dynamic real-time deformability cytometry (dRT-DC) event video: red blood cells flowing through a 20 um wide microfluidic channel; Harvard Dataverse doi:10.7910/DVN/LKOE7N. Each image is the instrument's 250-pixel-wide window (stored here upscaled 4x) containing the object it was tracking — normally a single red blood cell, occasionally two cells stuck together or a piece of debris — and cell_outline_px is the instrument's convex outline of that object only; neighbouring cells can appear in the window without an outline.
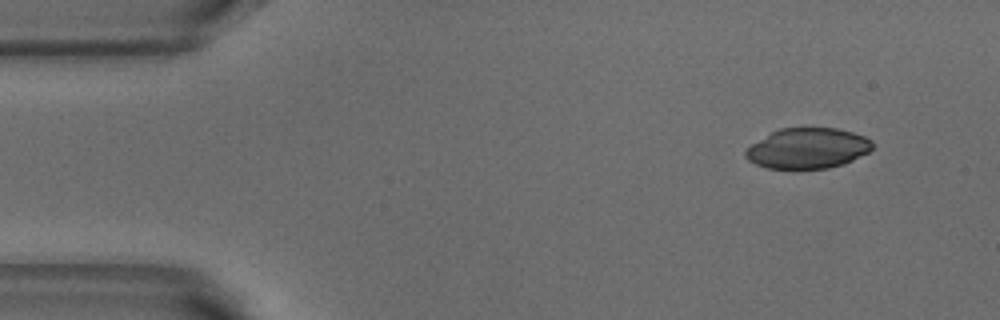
{"species": "common noctule bat (a hibernating species)", "species_latin": "Nyctalus noctula", "temperature_condition": "warm", "stored_images_in_passage": 4, "camera_frame_rate_fps": 3000, "um_per_image_px": 0.085, "animal": {"sex": "male", "body_mass_g": 18.8}, "frame": {"image": 1, "passage_image": 1, "time_ms": 0.0, "image_size_px": [1000, 320], "cell_outline_px": [[872, 148], [868, 152], [844, 164], [828, 168], [768, 168], [756, 164], [748, 160], [744, 156], [744, 152], [752, 144], [772, 132], [780, 128], [836, 128], [852, 132], [864, 136], [872, 140]], "centroid_in_image_um": [68.66, 12.6], "position_along_channel_um": 16.3, "area_um2": 29.65}}